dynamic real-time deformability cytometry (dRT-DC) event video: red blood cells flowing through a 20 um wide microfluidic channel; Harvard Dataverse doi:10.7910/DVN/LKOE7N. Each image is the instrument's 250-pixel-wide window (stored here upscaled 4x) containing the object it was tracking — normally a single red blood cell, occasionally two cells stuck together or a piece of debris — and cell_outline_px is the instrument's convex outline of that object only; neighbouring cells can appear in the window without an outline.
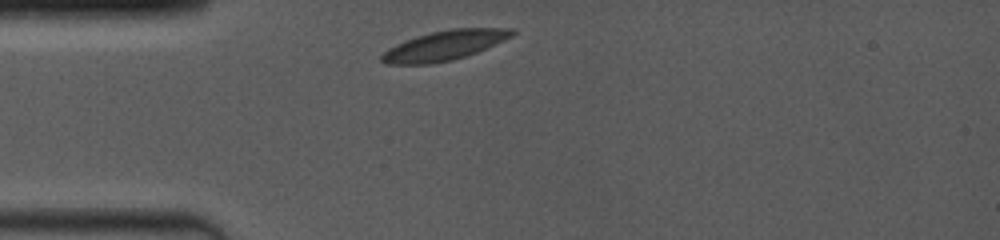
{"species": "common noctule bat (a hibernating species)", "species_latin": "Nyctalus noctula", "temperature_condition": "room temperature", "stored_images_in_passage": 23, "camera_frame_rate_fps": 4000, "um_per_image_px": 0.085, "animal": {"sex": "female", "body_mass_g": 19.0, "forearm_length_mm": 53.3}, "frame": {"image": 1, "passage_image": 1, "time_ms": 0.0, "image_size_px": [1000, 240], "cell_outline_px": [[516, 32], [512, 36], [476, 52], [452, 60], [432, 64], [384, 64], [380, 60], [380, 56], [388, 48], [396, 44], [416, 36], [432, 32], [452, 28], [516, 28]], "centroid_in_image_um": [37.75, 3.86], "position_along_channel_um": 47.3, "area_um2": 22.43}}
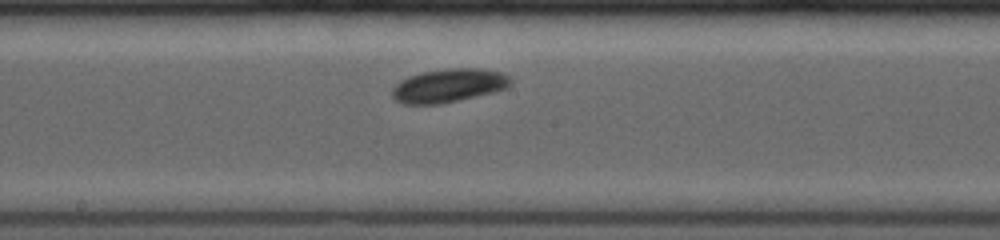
{"frame": {"image": 2, "passage_image": 14, "time_ms": 3.25, "image_size_px": [1000, 240], "cell_outline_px": [[512, 84], [504, 88], [492, 92], [440, 104], [404, 104], [396, 100], [392, 96], [392, 88], [400, 80], [408, 76], [424, 72], [448, 68], [480, 68], [500, 72], [508, 76], [512, 80]], "centroid_in_image_um": [38.11, 7.26], "position_along_channel_um": 210.1, "area_um2": 22.95}}
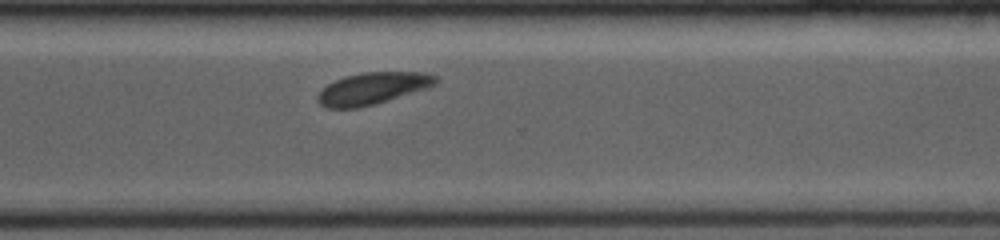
{"frame": {"image": 3, "passage_image": 23, "time_ms": 5.5, "image_size_px": [1000, 240], "cell_outline_px": [[440, 80], [436, 84], [428, 88], [376, 104], [356, 108], [328, 108], [320, 104], [316, 100], [316, 96], [328, 84], [344, 76], [364, 72], [424, 72], [436, 76]], "centroid_in_image_um": [31.7, 7.51], "position_along_channel_um": 338.9, "area_um2": 22.02}}